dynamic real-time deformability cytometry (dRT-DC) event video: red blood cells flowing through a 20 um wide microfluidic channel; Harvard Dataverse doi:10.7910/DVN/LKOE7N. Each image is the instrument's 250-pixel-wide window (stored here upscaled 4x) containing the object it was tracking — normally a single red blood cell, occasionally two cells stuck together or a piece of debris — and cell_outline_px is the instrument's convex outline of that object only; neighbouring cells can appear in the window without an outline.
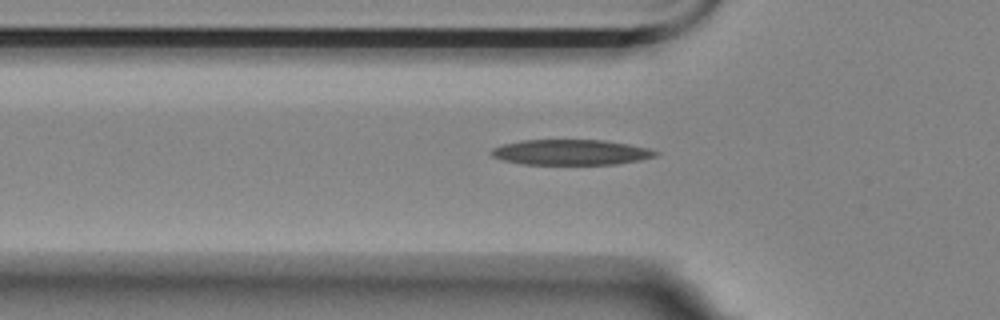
{"species": "Egyptian fruit bat (a non-hibernating species)", "species_latin": "Rousettus aegyptiacus", "temperature_condition": "room temperature", "stored_images_in_passage": 41, "camera_frame_rate_fps": 3000, "um_per_image_px": 0.085, "animal": {"sex": "female"}, "frame": {"image": 1, "passage_image": 9, "time_ms": 2.667, "image_size_px": [1000, 320], "cell_outline_px": [[660, 152], [656, 156], [640, 160], [616, 164], [520, 164], [504, 160], [492, 156], [488, 152], [492, 148], [504, 144], [524, 140], [604, 140], [628, 144], [648, 148]], "centroid_in_image_um": [48.52, 12.94], "position_along_channel_um": 77.3, "area_um2": 24.28}}
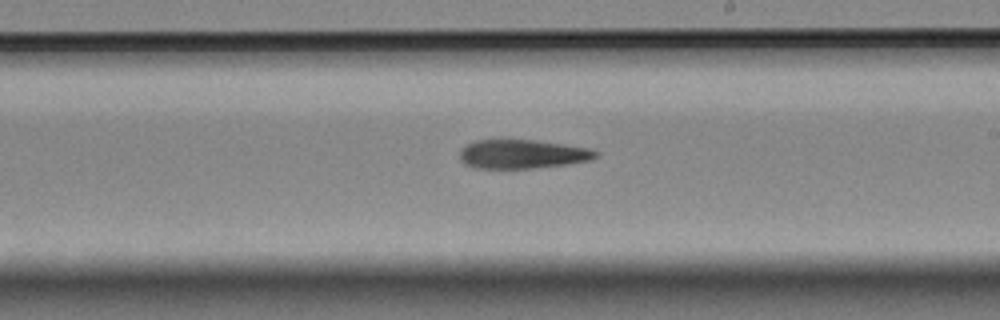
{"frame": {"image": 2, "passage_image": 23, "time_ms": 7.333, "image_size_px": [1000, 320], "cell_outline_px": [[600, 152], [592, 160], [564, 164], [532, 168], [476, 168], [464, 164], [460, 160], [460, 148], [464, 144], [476, 140], [500, 136], [564, 144], [588, 148]], "centroid_in_image_um": [44.3, 13.05], "position_along_channel_um": 244.7, "area_um2": 23.7}}
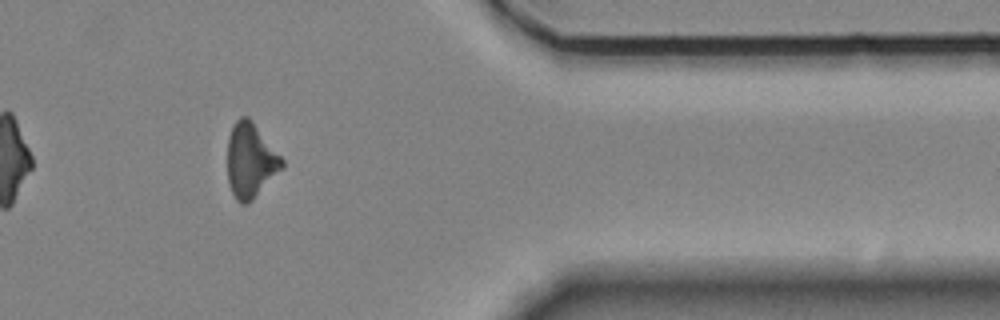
{"frame": {"image": 3, "passage_image": 37, "time_ms": 12.0, "image_size_px": [1000, 320], "cell_outline_px": [[284, 168], [248, 204], [240, 204], [236, 200], [228, 184], [228, 136], [236, 120], [240, 116], [248, 116], [252, 120], [284, 160]], "centroid_in_image_um": [21.3, 13.65], "position_along_channel_um": 390.1, "area_um2": 23.81}, "authors_computed_cell_mechanics": {"area_um2": 23.8136, "velocity_mm_per_s": 3.5606, "shape_relaxation_time_tau1_ms": 4.1961, "shape_relaxation_time_tau2_ms": null, "deformation_change_tau1": 0.1453, "deformation_change_tau2": null}}